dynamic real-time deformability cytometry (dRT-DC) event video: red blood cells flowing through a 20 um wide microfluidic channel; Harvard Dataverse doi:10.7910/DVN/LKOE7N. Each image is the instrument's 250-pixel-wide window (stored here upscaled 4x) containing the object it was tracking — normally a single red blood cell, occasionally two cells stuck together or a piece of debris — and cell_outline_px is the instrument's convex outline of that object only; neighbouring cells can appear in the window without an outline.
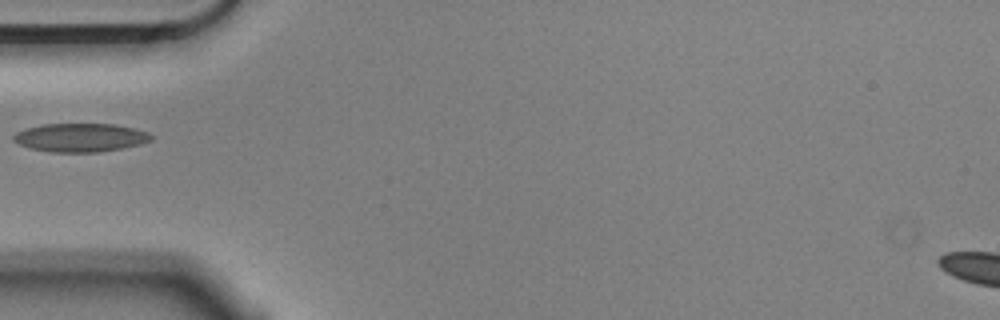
{"species": "Egyptian fruit bat (a non-hibernating species)", "species_latin": "Rousettus aegyptiacus", "temperature_condition": "cold", "stored_images_in_passage": 2, "camera_frame_rate_fps": 3000, "um_per_image_px": 0.085, "animal": {"sex": "male"}, "frame": {"image": 1, "passage_image": 1, "time_ms": 0.0, "image_size_px": [1000, 320], "cell_outline_px": [[152, 140], [140, 144], [124, 148], [96, 152], [52, 152], [32, 148], [20, 144], [12, 140], [12, 136], [16, 132], [40, 124], [116, 124], [148, 132], [152, 136]], "centroid_in_image_um": [6.84, 11.69], "position_along_channel_um": 78.2, "area_um2": 22.77}}
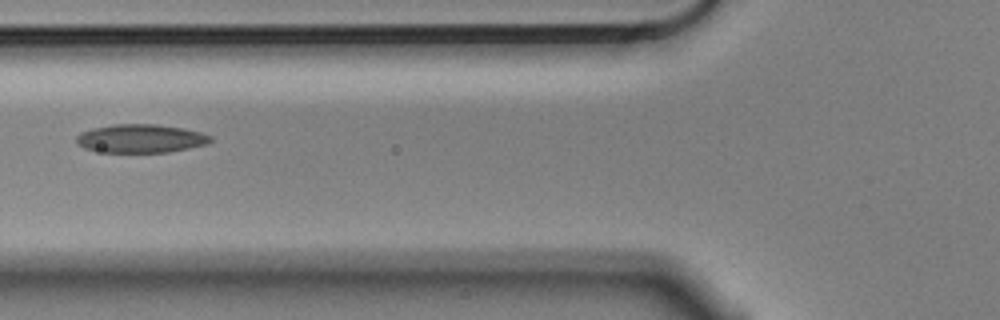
{"frame": {"image": 2, "passage_image": 2, "time_ms": 0.333, "image_size_px": [1000, 320], "cell_outline_px": [[212, 140], [208, 144], [168, 152], [104, 152], [84, 148], [76, 140], [76, 136], [80, 132], [92, 128], [116, 124], [156, 124], [184, 128], [200, 132], [212, 136]], "centroid_in_image_um": [11.98, 11.77], "position_along_channel_um": 113.8, "area_um2": 22.2}}